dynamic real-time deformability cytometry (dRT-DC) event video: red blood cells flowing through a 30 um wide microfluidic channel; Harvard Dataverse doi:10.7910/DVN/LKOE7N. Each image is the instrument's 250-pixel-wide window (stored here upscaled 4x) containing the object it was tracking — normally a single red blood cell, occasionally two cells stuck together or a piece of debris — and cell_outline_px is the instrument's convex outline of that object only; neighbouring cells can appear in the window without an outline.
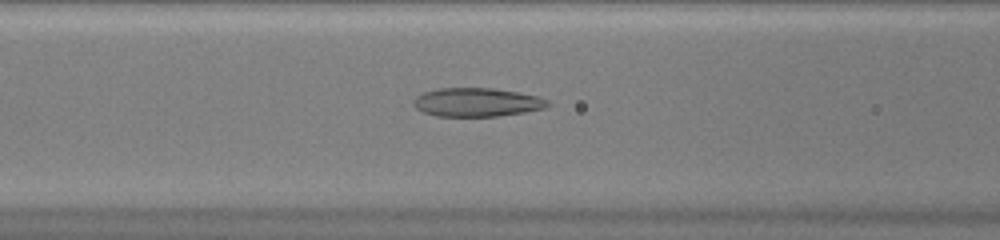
{"species": "common noctule bat (a hibernating species)", "species_latin": "Nyctalus noctula", "temperature_condition": "warm", "stored_images_in_passage": 44, "camera_frame_rate_fps": 3000, "um_per_image_px": 0.085, "animal": {"sex": "female", "body_mass_g": 20.0, "forearm_length_mm": 54.0}, "frame": {"image": 1, "passage_image": 18, "time_ms": 5.667, "image_size_px": [1000, 240], "cell_outline_px": [[552, 104], [544, 108], [524, 112], [496, 116], [436, 116], [424, 112], [416, 108], [412, 104], [412, 100], [416, 96], [424, 92], [436, 88], [492, 88], [520, 92], [540, 96], [548, 100]], "centroid_in_image_um": [40.54, 8.68], "position_along_channel_um": 126.1, "area_um2": 22.6}}
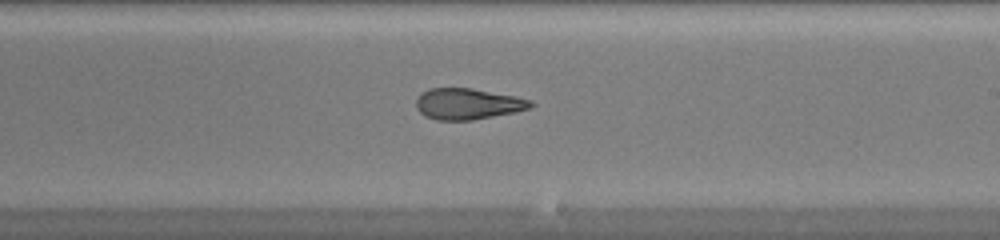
{"frame": {"image": 2, "passage_image": 27, "time_ms": 8.667, "image_size_px": [1000, 240], "cell_outline_px": [[536, 104], [532, 108], [516, 112], [472, 120], [436, 120], [424, 116], [416, 108], [416, 100], [420, 92], [428, 88], [472, 88], [516, 96], [532, 100]], "centroid_in_image_um": [39.78, 8.83], "position_along_channel_um": 249.2, "area_um2": 21.1}}
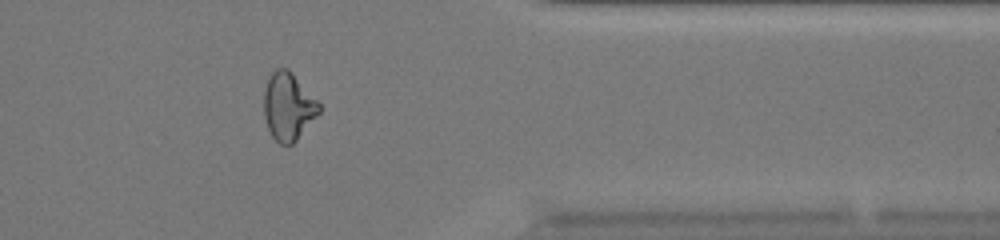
{"frame": {"image": 3, "passage_image": 38, "time_ms": 12.333, "image_size_px": [1000, 240], "cell_outline_px": [[320, 112], [296, 140], [292, 144], [280, 144], [272, 136], [268, 128], [264, 116], [264, 92], [268, 76], [276, 68], [288, 68], [292, 72], [320, 104]], "centroid_in_image_um": [24.48, 9.03], "position_along_channel_um": 386.9, "area_um2": 21.56}, "authors_computed_cell_mechanics": {"area_um2": 22.7154, "velocity_mm_per_s": 4.1135, "shape_relaxation_time_tau1_ms": null, "shape_relaxation_time_tau2_ms": 1.5252, "deformation_change_tau1": null, "deformation_change_tau2": 0.0937}}